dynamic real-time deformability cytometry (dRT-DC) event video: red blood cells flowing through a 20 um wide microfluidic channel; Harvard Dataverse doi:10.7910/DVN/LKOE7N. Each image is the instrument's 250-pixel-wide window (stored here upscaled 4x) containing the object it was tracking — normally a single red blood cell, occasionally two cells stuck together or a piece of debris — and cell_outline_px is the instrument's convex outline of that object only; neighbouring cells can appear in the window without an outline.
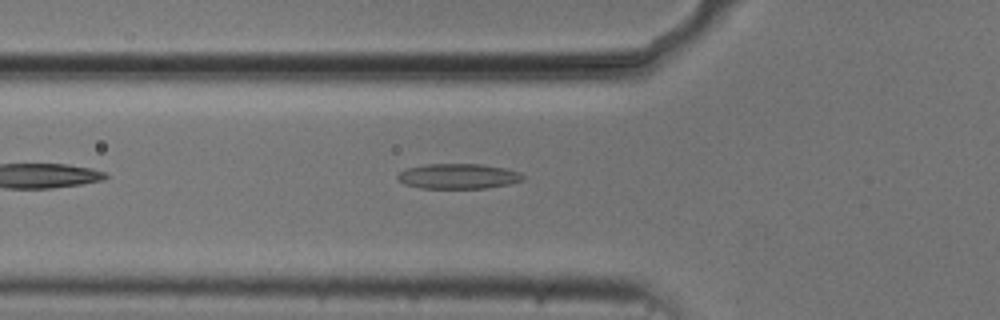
{"species": "common noctule bat (a hibernating species)", "species_latin": "Nyctalus noctula", "temperature_condition": "cold", "stored_images_in_passage": 41, "camera_frame_rate_fps": 3000, "um_per_image_px": 0.085, "animal": {"sex": "male", "body_mass_g": 20.5, "forearm_length_mm": 52.5}, "frame": {"image": 1, "passage_image": 6, "time_ms": 1.667, "image_size_px": [1000, 320], "cell_outline_px": [[524, 180], [508, 184], [484, 188], [420, 188], [404, 184], [396, 176], [400, 172], [408, 168], [428, 164], [480, 164], [504, 168], [520, 172], [524, 176]], "centroid_in_image_um": [38.96, 14.98], "position_along_channel_um": 86.8, "area_um2": 18.21}}
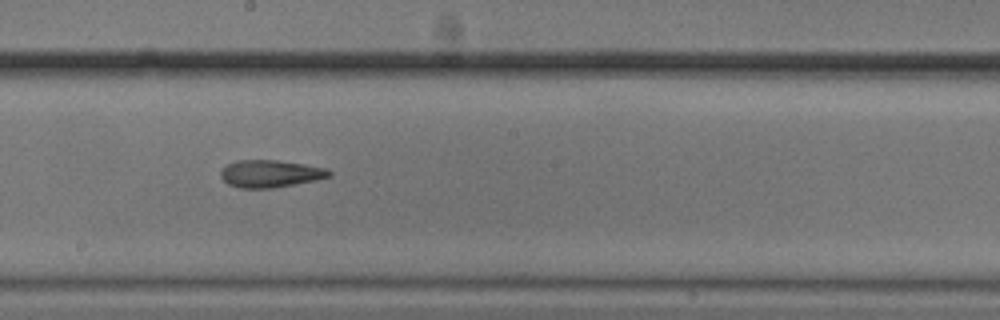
{"frame": {"image": 2, "passage_image": 17, "time_ms": 5.333, "image_size_px": [1000, 320], "cell_outline_px": [[332, 176], [316, 180], [272, 188], [240, 188], [228, 184], [220, 176], [220, 172], [228, 164], [236, 160], [276, 160], [304, 164], [328, 168], [332, 172]], "centroid_in_image_um": [23.0, 14.76], "position_along_channel_um": 225.2, "area_um2": 17.28}}
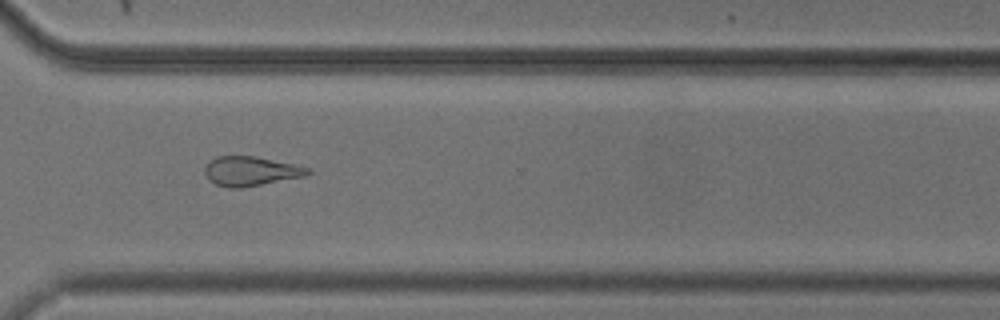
{"frame": {"image": 3, "passage_image": 27, "time_ms": 8.667, "image_size_px": [1000, 320], "cell_outline_px": [[312, 172], [304, 176], [240, 188], [228, 188], [216, 184], [208, 180], [204, 172], [204, 168], [216, 156], [256, 156], [296, 164], [312, 168]], "centroid_in_image_um": [21.33, 14.54], "position_along_channel_um": 349.3, "area_um2": 17.69}, "authors_computed_cell_mechanics": {"area_um2": 18.1492, "velocity_mm_per_s": 3.7456, "shape_relaxation_time_tau1_ms": 10.7785, "shape_relaxation_time_tau2_ms": 2.7086, "deformation_change_tau1": 0.2132, "deformation_change_tau2": 0.116}}